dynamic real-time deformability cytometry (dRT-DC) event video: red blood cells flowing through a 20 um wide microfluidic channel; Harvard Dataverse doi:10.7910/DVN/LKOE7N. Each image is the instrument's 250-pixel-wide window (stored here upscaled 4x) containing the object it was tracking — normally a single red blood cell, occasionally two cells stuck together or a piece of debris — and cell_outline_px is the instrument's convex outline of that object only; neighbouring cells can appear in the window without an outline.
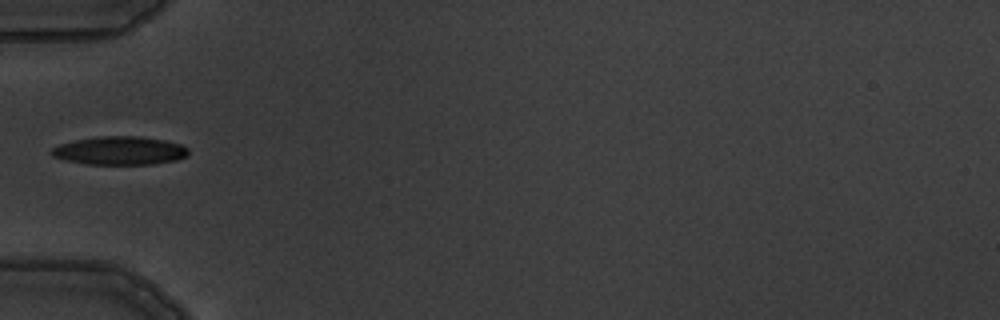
{"species": "common noctule bat (a hibernating species)", "species_latin": "Nyctalus noctula", "temperature_condition": "warm", "stored_images_in_passage": 6, "camera_frame_rate_fps": 3000, "um_per_image_px": 0.085, "animal": {"sex": "male", "body_mass_g": 19.5, "forearm_length_mm": 54.6}, "frame": {"image": 1, "passage_image": 5, "time_ms": 5.667, "image_size_px": [1000, 320], "cell_outline_px": [[188, 152], [184, 156], [176, 160], [152, 164], [84, 164], [52, 156], [52, 148], [60, 144], [76, 140], [100, 136], [136, 136], [164, 140], [180, 144], [188, 148]], "centroid_in_image_um": [10.18, 12.8], "position_along_channel_um": 74.8, "area_um2": 22.31}}